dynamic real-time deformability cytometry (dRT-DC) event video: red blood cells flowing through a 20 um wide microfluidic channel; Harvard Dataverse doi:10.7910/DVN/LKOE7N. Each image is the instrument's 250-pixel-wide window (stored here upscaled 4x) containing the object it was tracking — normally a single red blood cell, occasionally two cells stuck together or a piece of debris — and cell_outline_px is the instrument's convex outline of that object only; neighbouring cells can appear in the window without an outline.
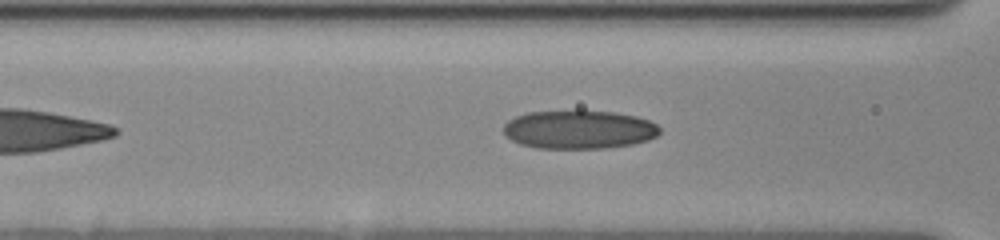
{"species": "human", "species_latin": "Homo sapiens", "temperature_condition": "cold", "stored_images_in_passage": 37, "camera_frame_rate_fps": 3000, "um_per_image_px": 0.085, "donor": {"sex": "female"}, "frame": {"image": 1, "passage_image": 10, "time_ms": 3.0, "image_size_px": [1000, 240], "cell_outline_px": [[660, 132], [656, 136], [648, 140], [632, 144], [604, 148], [536, 148], [520, 144], [504, 136], [504, 124], [508, 120], [516, 116], [528, 112], [576, 108], [580, 108], [612, 112], [636, 116], [648, 120], [656, 124], [660, 128]], "centroid_in_image_um": [49.18, 10.97], "position_along_channel_um": 117.4, "area_um2": 35.95}}
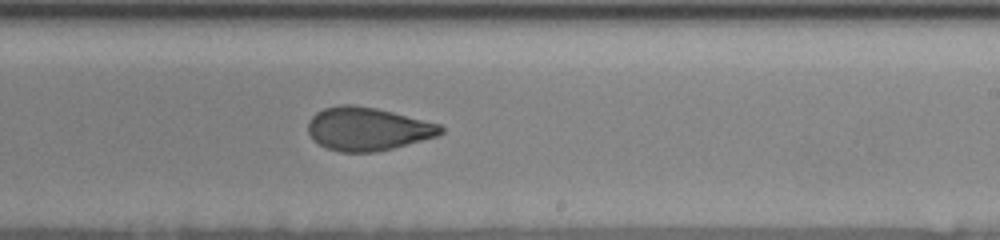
{"frame": {"image": 2, "passage_image": 22, "time_ms": 7.0, "image_size_px": [1000, 240], "cell_outline_px": [[444, 132], [436, 136], [392, 148], [376, 152], [340, 152], [328, 148], [312, 140], [308, 132], [308, 124], [312, 116], [316, 112], [324, 108], [340, 104], [352, 104], [376, 108], [440, 124], [444, 128]], "centroid_in_image_um": [31.22, 10.95], "position_along_channel_um": 257.8, "area_um2": 33.29}}
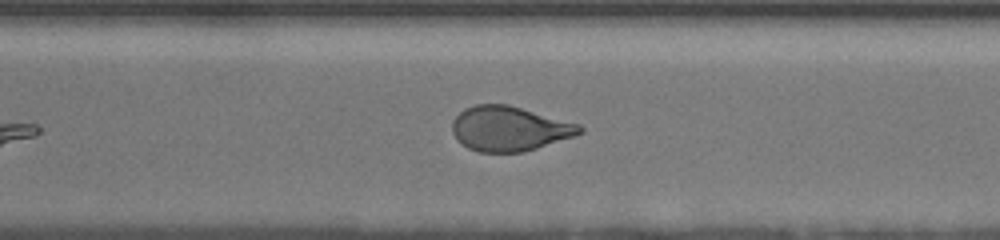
{"frame": {"image": 3, "passage_image": 28, "time_ms": 9.0, "image_size_px": [1000, 240], "cell_outline_px": [[584, 132], [524, 152], [480, 152], [468, 148], [456, 140], [452, 132], [452, 120], [464, 108], [476, 104], [508, 104], [580, 124], [584, 128]], "centroid_in_image_um": [43.27, 10.93], "position_along_channel_um": 327.3, "area_um2": 33.23}}